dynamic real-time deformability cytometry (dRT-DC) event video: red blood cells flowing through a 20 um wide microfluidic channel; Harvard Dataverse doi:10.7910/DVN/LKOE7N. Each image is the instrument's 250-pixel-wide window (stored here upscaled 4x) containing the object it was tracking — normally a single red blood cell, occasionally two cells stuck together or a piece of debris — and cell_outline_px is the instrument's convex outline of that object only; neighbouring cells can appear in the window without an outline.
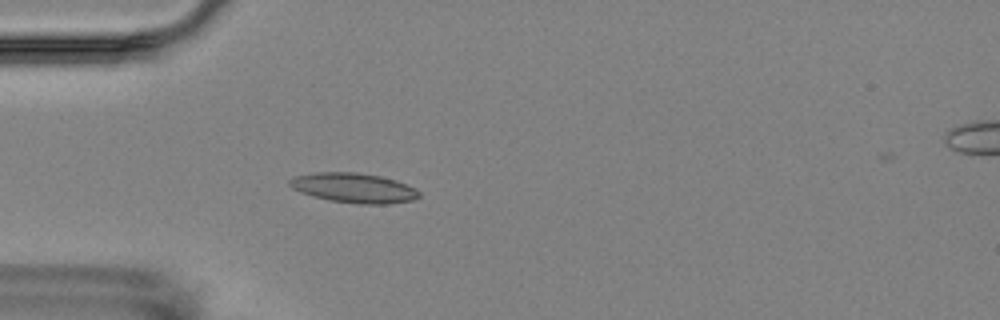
{"species": "Egyptian fruit bat (a non-hibernating species)", "species_latin": "Rousettus aegyptiacus", "temperature_condition": "room temperature", "stored_images_in_passage": 6, "camera_frame_rate_fps": 3000, "um_per_image_px": 0.085, "animal": {"sex": "female"}, "frame": {"image": 1, "passage_image": 5, "time_ms": 4.667, "image_size_px": [1000, 320], "cell_outline_px": [[420, 196], [412, 200], [388, 204], [356, 204], [328, 200], [312, 196], [300, 192], [292, 188], [288, 184], [288, 180], [292, 176], [316, 172], [356, 172], [380, 176], [396, 180], [416, 188], [420, 192]], "centroid_in_image_um": [30.05, 15.97], "position_along_channel_um": 55.0, "area_um2": 22.72}}